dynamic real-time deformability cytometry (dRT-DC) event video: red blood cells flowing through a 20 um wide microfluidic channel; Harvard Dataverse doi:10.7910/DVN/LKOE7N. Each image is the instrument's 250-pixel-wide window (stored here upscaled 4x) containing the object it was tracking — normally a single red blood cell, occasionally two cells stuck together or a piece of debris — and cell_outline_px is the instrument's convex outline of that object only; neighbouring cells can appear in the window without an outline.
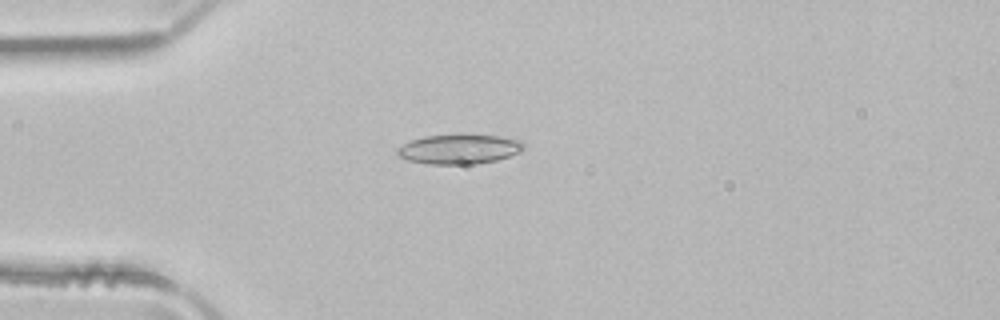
{"species": "common noctule bat (a hibernating species)", "species_latin": "Nyctalus noctula", "temperature_condition": "room temperature", "stored_images_in_passage": 1, "camera_frame_rate_fps": 3000, "um_per_image_px": 0.085, "animal": {"sex": "male", "body_mass_g": 21.5, "forearm_length_mm": 52.0}, "frame": {"image": 1, "passage_image": 1, "time_ms": 0.0, "image_size_px": [1000, 320], "cell_outline_px": [[524, 148], [520, 152], [496, 160], [476, 164], [428, 164], [408, 160], [396, 156], [396, 148], [412, 140], [424, 136], [460, 132], [464, 132], [500, 136], [520, 140], [524, 144]], "centroid_in_image_um": [39.02, 12.64], "position_along_channel_um": 46.0, "area_um2": 22.6}}